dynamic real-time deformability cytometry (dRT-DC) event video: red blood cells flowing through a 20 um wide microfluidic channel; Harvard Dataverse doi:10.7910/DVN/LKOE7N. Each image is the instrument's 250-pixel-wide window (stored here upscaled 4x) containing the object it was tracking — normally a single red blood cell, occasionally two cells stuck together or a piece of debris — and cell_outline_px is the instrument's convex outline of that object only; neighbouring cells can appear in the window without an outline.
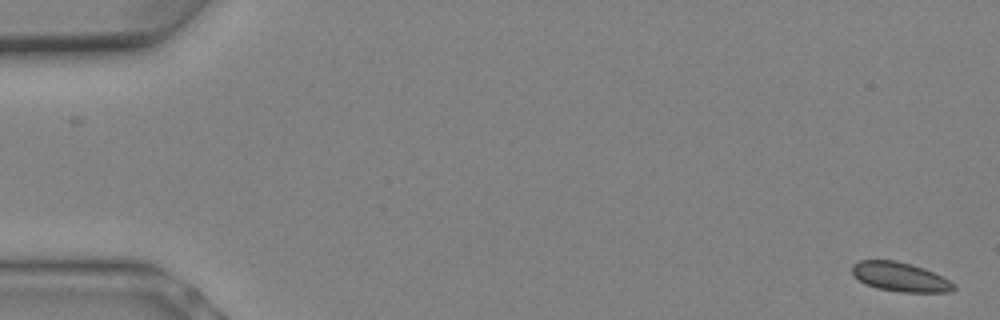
{"species": "Egyptian fruit bat (a non-hibernating species)", "species_latin": "Rousettus aegyptiacus", "temperature_condition": "warm", "stored_images_in_passage": 10, "camera_frame_rate_fps": 3000, "um_per_image_px": 0.085, "animal": {"sex": "female"}, "frame": {"image": 1, "passage_image": 1, "time_ms": 0.0, "image_size_px": [1000, 320], "cell_outline_px": [[956, 288], [952, 292], [900, 292], [876, 288], [864, 284], [852, 272], [852, 264], [860, 260], [896, 260], [912, 264], [924, 268], [956, 284]], "centroid_in_image_um": [76.51, 23.54], "position_along_channel_um": 8.5, "area_um2": 17.34}}
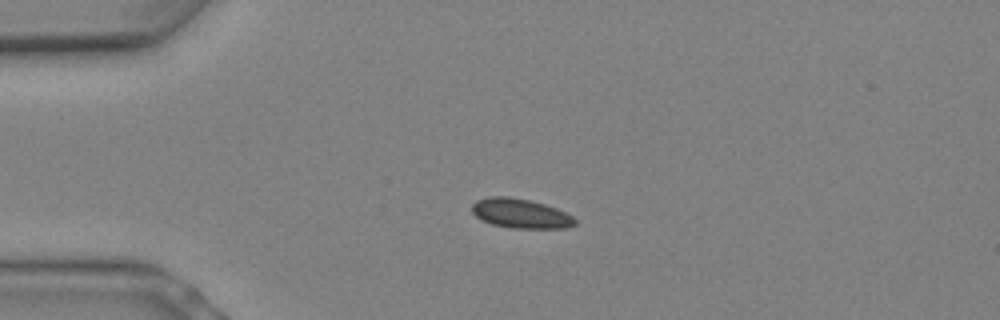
{"frame": {"image": 2, "passage_image": 6, "time_ms": 1.667, "image_size_px": [1000, 320], "cell_outline_px": [[576, 224], [568, 228], [512, 228], [492, 224], [476, 216], [472, 212], [472, 204], [476, 200], [488, 196], [508, 196], [528, 200], [544, 204], [556, 208], [572, 216], [576, 220]], "centroid_in_image_um": [44.24, 18.14], "position_along_channel_um": 40.8, "area_um2": 17.63}}
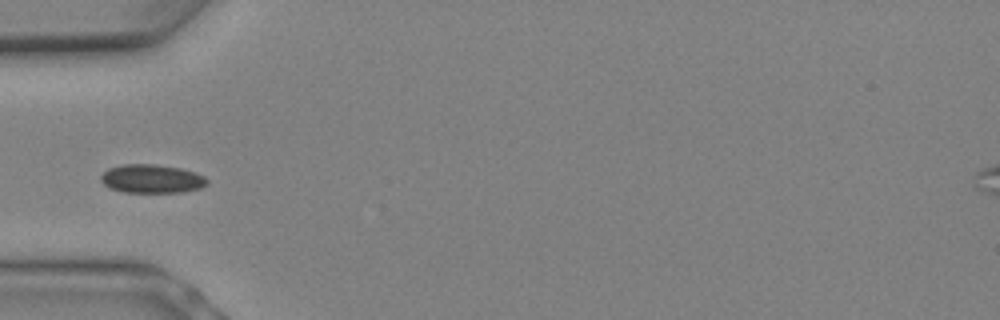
{"frame": {"image": 3, "passage_image": 8, "time_ms": 2.333, "image_size_px": [1000, 320], "cell_outline_px": [[208, 184], [200, 188], [180, 192], [124, 192], [112, 188], [104, 184], [100, 180], [100, 176], [108, 168], [124, 164], [156, 164], [180, 168], [196, 172], [204, 176], [208, 180]], "centroid_in_image_um": [12.91, 15.18], "position_along_channel_um": 72.1, "area_um2": 17.69}}